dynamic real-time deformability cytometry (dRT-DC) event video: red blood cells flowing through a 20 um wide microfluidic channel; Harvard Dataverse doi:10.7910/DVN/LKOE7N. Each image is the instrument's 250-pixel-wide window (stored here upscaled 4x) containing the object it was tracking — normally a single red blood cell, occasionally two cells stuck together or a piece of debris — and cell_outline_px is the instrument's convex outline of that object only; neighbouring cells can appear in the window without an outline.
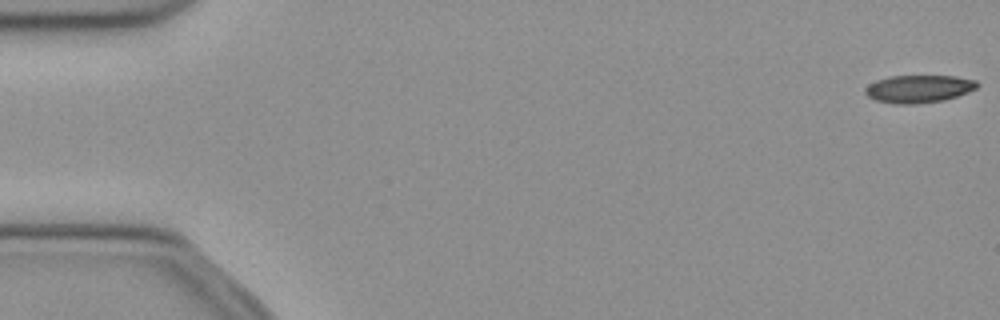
{"species": "common noctule bat (a hibernating species)", "species_latin": "Nyctalus noctula", "temperature_condition": "cold", "stored_images_in_passage": 52, "camera_frame_rate_fps": 3000, "um_per_image_px": 0.085, "animal": {"sex": "female", "body_mass_g": 21.9}, "frame": {"image": 1, "passage_image": 1, "time_ms": 0.0, "image_size_px": [1000, 320], "cell_outline_px": [[980, 84], [976, 88], [968, 92], [944, 100], [916, 104], [896, 104], [876, 100], [868, 96], [864, 92], [864, 88], [868, 84], [876, 80], [888, 76], [956, 76], [976, 80]], "centroid_in_image_um": [78.08, 7.54], "position_along_channel_um": 6.9, "area_um2": 18.15}}
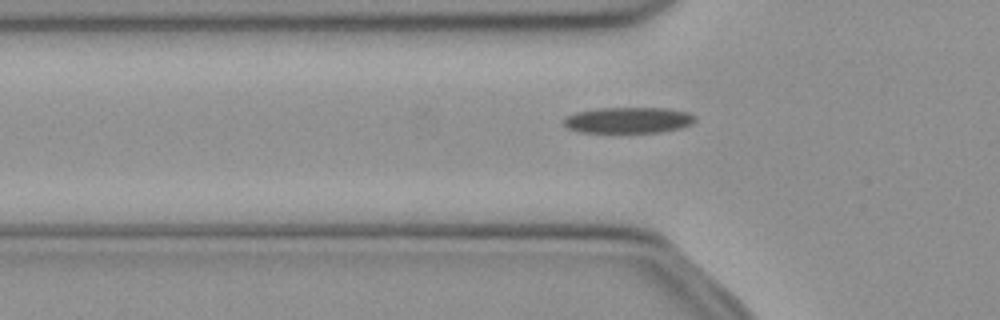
{"frame": {"image": 2, "passage_image": 17, "time_ms": 5.333, "image_size_px": [1000, 320], "cell_outline_px": [[696, 120], [692, 124], [680, 128], [660, 132], [616, 136], [580, 132], [568, 128], [564, 124], [564, 120], [568, 116], [576, 112], [600, 108], [664, 108], [688, 112], [696, 116]], "centroid_in_image_um": [53.4, 10.27], "position_along_channel_um": 72.4, "area_um2": 20.92}}
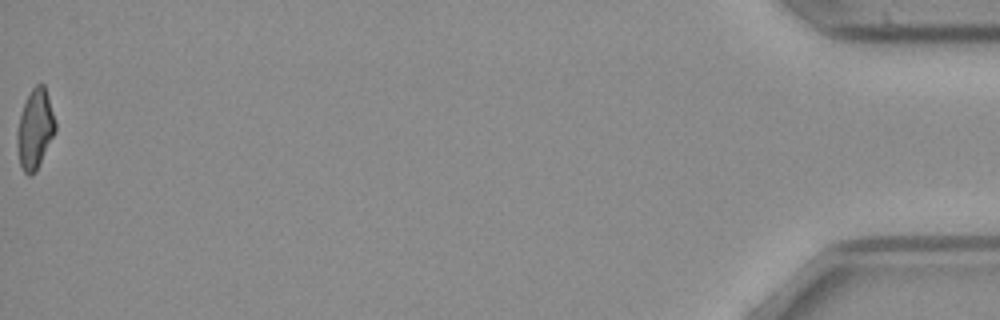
{"frame": {"image": 3, "passage_image": 52, "time_ms": 17.0, "image_size_px": [1000, 320], "cell_outline_px": [[56, 132], [36, 172], [32, 176], [28, 176], [24, 172], [20, 164], [16, 144], [16, 132], [20, 116], [24, 104], [32, 88], [36, 84], [44, 84], [56, 120]], "centroid_in_image_um": [2.99, 11.01], "position_along_channel_um": 432.2, "area_um2": 17.92}, "authors_computed_cell_mechanics": {"area_um2": 19.0451, "velocity_mm_per_s": 3.9901, "shape_relaxation_time_tau1_ms": null, "shape_relaxation_time_tau2_ms": 7.4327, "deformation_change_tau1": null, "deformation_change_tau2": 0.194}}